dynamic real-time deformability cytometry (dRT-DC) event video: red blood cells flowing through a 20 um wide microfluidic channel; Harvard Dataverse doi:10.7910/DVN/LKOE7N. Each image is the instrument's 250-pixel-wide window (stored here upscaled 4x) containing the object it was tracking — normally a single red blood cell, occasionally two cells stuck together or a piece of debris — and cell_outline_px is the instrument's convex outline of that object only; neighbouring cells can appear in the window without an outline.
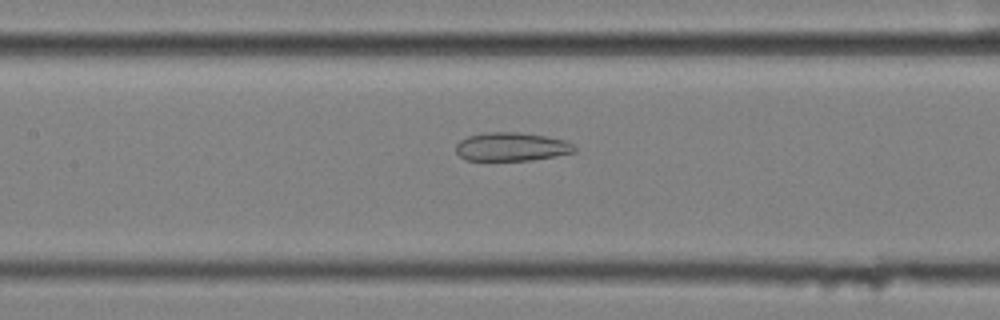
{"species": "common noctule bat (a hibernating species)", "species_latin": "Nyctalus noctula", "temperature_condition": "cold", "stored_images_in_passage": 57, "camera_frame_rate_fps": 3000, "um_per_image_px": 0.085, "animal": {"sex": "female", "body_mass_g": 25.1}, "frame": {"image": 1, "passage_image": 27, "time_ms": 8.667, "image_size_px": [1000, 320], "cell_outline_px": [[576, 152], [556, 156], [532, 160], [464, 160], [456, 152], [456, 144], [460, 140], [468, 136], [484, 132], [520, 132], [544, 136], [564, 140], [572, 144], [576, 148]], "centroid_in_image_um": [43.46, 12.47], "position_along_channel_um": 163.9, "area_um2": 19.77}}
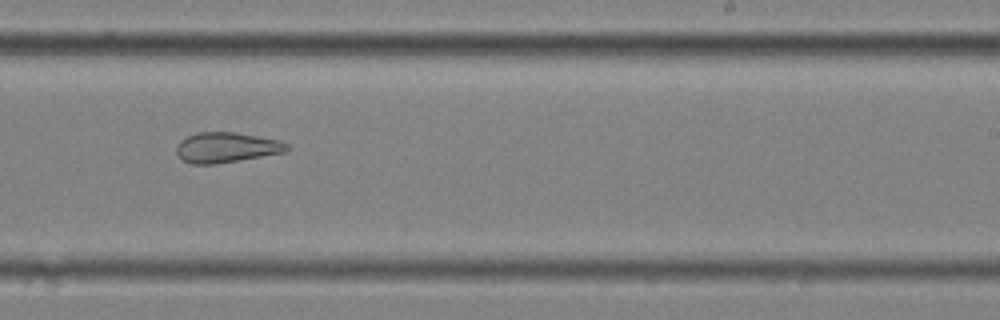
{"frame": {"image": 2, "passage_image": 36, "time_ms": 11.667, "image_size_px": [1000, 320], "cell_outline_px": [[288, 148], [284, 152], [216, 164], [192, 164], [184, 160], [176, 152], [176, 148], [180, 140], [196, 132], [236, 132], [280, 140], [288, 144]], "centroid_in_image_um": [19.23, 12.52], "position_along_channel_um": 269.8, "area_um2": 19.31}}
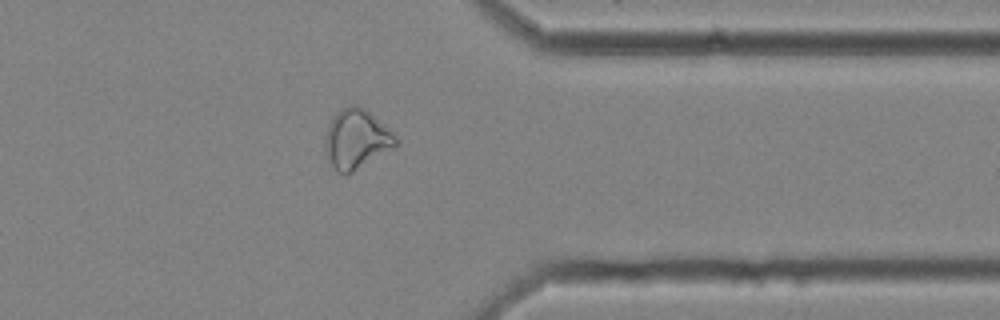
{"frame": {"image": 3, "passage_image": 46, "time_ms": 15.0, "image_size_px": [1000, 320], "cell_outline_px": [[396, 144], [392, 148], [352, 172], [336, 172], [324, 148], [324, 140], [328, 124], [336, 112], [340, 108], [348, 104], [352, 104], [364, 108], [388, 128], [396, 136]], "centroid_in_image_um": [30.25, 11.78], "position_along_channel_um": 381.1, "area_um2": 23.99}, "authors_computed_cell_mechanics": {"area_um2": 25.7788, "velocity_mm_per_s": 3.5352, "shape_relaxation_time_tau1_ms": null, "shape_relaxation_time_tau2_ms": 4.1386, "deformation_change_tau1": null, "deformation_change_tau2": 0.1316}}